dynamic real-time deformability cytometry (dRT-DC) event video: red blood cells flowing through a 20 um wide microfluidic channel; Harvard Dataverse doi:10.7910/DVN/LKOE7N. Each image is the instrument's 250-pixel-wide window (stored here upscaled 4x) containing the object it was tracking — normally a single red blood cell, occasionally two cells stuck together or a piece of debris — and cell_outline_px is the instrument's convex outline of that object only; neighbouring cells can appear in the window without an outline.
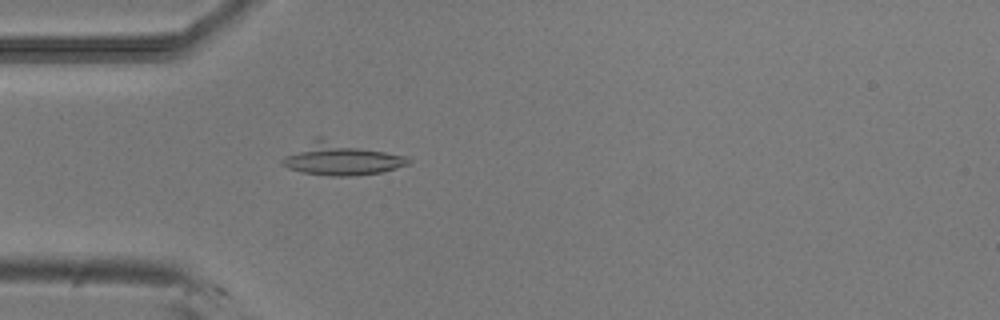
{"species": "common noctule bat (a hibernating species)", "species_latin": "Nyctalus noctula", "temperature_condition": "room temperature", "stored_images_in_passage": 27, "camera_frame_rate_fps": 3000, "um_per_image_px": 0.085, "animal": {"sex": "male", "body_mass_g": 20.5, "forearm_length_mm": 52.5}, "frame": {"image": 1, "passage_image": 8, "time_ms": 2.333, "image_size_px": [1000, 320], "cell_outline_px": [[412, 160], [408, 164], [380, 172], [348, 176], [332, 176], [304, 172], [288, 168], [280, 164], [280, 160], [284, 156], [316, 136], [320, 136], [408, 156]], "centroid_in_image_um": [28.98, 13.47], "position_along_channel_um": 56.0, "area_um2": 24.04}}
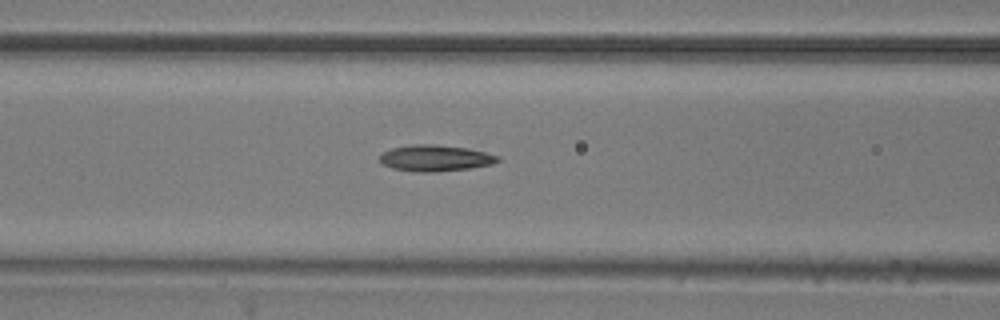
{"frame": {"image": 2, "passage_image": 14, "time_ms": 4.333, "image_size_px": [1000, 320], "cell_outline_px": [[500, 160], [492, 164], [468, 168], [436, 172], [416, 172], [392, 168], [384, 164], [380, 160], [380, 156], [384, 152], [392, 148], [412, 144], [436, 144], [468, 148], [500, 156]], "centroid_in_image_um": [37.01, 13.43], "position_along_channel_um": 129.6, "area_um2": 17.98}}
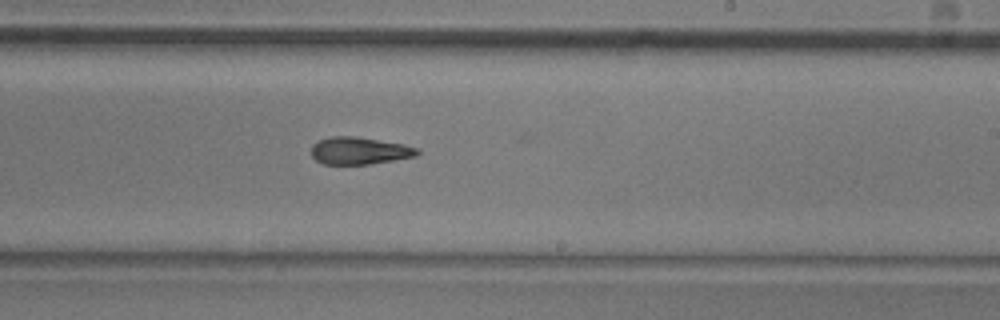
{"frame": {"image": 3, "passage_image": 24, "time_ms": 7.667, "image_size_px": [1000, 320], "cell_outline_px": [[420, 152], [416, 156], [368, 164], [324, 164], [316, 160], [312, 156], [312, 144], [320, 140], [332, 136], [356, 136], [404, 144], [420, 148]], "centroid_in_image_um": [30.57, 12.8], "position_along_channel_um": 258.4, "area_um2": 16.82}}